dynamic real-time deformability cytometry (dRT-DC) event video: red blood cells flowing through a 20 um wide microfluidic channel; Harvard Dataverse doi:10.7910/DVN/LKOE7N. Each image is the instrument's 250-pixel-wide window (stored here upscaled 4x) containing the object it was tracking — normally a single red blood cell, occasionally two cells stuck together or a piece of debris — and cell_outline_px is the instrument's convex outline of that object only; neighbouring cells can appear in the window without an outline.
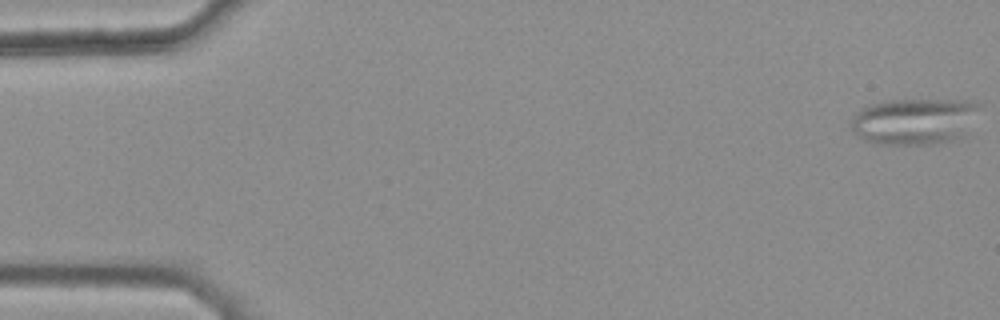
{"species": "common noctule bat (a hibernating species)", "species_latin": "Nyctalus noctula", "temperature_condition": "warm", "stored_images_in_passage": 47, "segment_of_instrument_passage": [1, 2], "camera_frame_rate_fps": 3000, "um_per_image_px": 0.085, "animal": {"sex": "female", "body_mass_g": 25.1}, "frame": {"image": 1, "passage_image": 1, "time_ms": 0.0, "image_size_px": [1000, 320], "cell_outline_px": [[984, 104], [964, 136], [956, 140], [932, 144], [872, 144], [864, 140], [852, 132], [852, 116], [860, 108], [868, 104], [888, 100], [976, 100]], "centroid_in_image_um": [77.76, 10.3], "position_along_channel_um": 7.2, "area_um2": 35.55}}
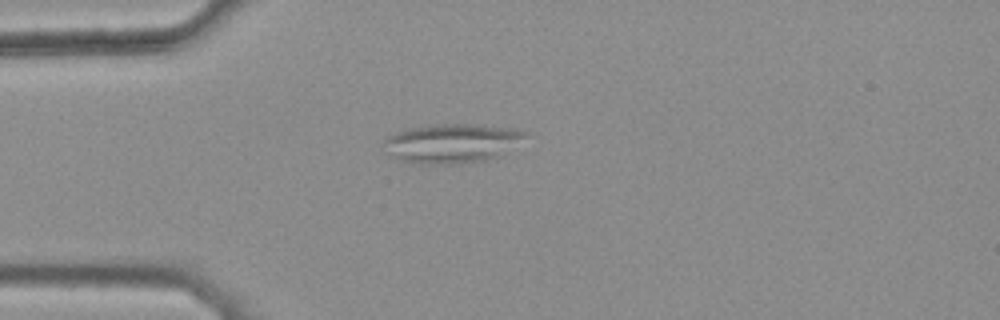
{"frame": {"image": 2, "passage_image": 14, "time_ms": 4.333, "image_size_px": [1000, 320], "cell_outline_px": [[528, 136], [500, 156], [484, 160], [460, 164], [420, 164], [404, 160], [392, 156], [388, 152], [384, 140], [388, 136], [396, 132], [412, 128], [436, 124], [472, 124], [508, 128], [528, 132]], "centroid_in_image_um": [38.45, 12.18], "position_along_channel_um": 46.6, "area_um2": 31.96}}